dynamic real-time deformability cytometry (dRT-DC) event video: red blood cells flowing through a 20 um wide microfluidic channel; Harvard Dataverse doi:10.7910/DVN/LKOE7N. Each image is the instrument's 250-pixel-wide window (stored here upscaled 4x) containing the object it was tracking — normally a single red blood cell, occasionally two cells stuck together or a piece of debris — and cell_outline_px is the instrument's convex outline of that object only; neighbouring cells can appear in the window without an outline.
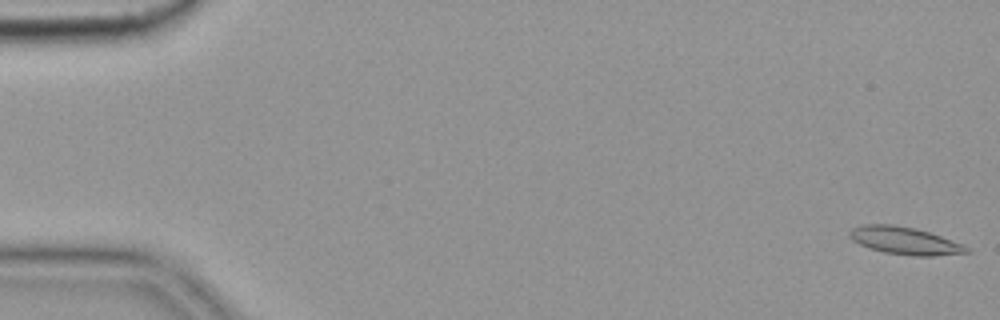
{"species": "common noctule bat (a hibernating species)", "species_latin": "Nyctalus noctula", "temperature_condition": "cold", "stored_images_in_passage": 5, "camera_frame_rate_fps": 3000, "um_per_image_px": 0.085, "animal": {"sex": "female", "body_mass_g": 19.9}, "frame": {"image": 1, "passage_image": 1, "time_ms": 0.0, "image_size_px": [1000, 320], "cell_outline_px": [[972, 252], [932, 256], [916, 256], [884, 252], [860, 244], [852, 240], [848, 236], [848, 232], [852, 228], [860, 224], [892, 224], [916, 228], [964, 244]], "centroid_in_image_um": [76.89, 20.45], "position_along_channel_um": 8.1, "area_um2": 18.73}}